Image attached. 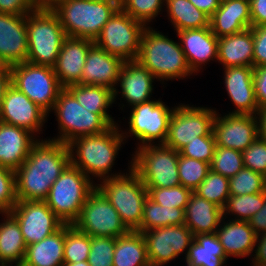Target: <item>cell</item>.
Returning a JSON list of instances; mask_svg holds the SVG:
<instances>
[{
	"mask_svg": "<svg viewBox=\"0 0 266 266\" xmlns=\"http://www.w3.org/2000/svg\"><path fill=\"white\" fill-rule=\"evenodd\" d=\"M40 140L15 171L18 201H45L52 184L71 163L67 144L51 139Z\"/></svg>",
	"mask_w": 266,
	"mask_h": 266,
	"instance_id": "obj_1",
	"label": "cell"
},
{
	"mask_svg": "<svg viewBox=\"0 0 266 266\" xmlns=\"http://www.w3.org/2000/svg\"><path fill=\"white\" fill-rule=\"evenodd\" d=\"M119 129V125L116 124L103 133L73 139L67 144L71 164L89 178L95 176L105 180L122 175L121 172L115 173V175L109 173L112 171L121 145L124 144L123 141L127 138Z\"/></svg>",
	"mask_w": 266,
	"mask_h": 266,
	"instance_id": "obj_2",
	"label": "cell"
},
{
	"mask_svg": "<svg viewBox=\"0 0 266 266\" xmlns=\"http://www.w3.org/2000/svg\"><path fill=\"white\" fill-rule=\"evenodd\" d=\"M158 80L183 79L193 74L179 42L151 27H145L141 36L137 59Z\"/></svg>",
	"mask_w": 266,
	"mask_h": 266,
	"instance_id": "obj_3",
	"label": "cell"
},
{
	"mask_svg": "<svg viewBox=\"0 0 266 266\" xmlns=\"http://www.w3.org/2000/svg\"><path fill=\"white\" fill-rule=\"evenodd\" d=\"M119 8V0H68L52 11L57 15L66 36L95 41Z\"/></svg>",
	"mask_w": 266,
	"mask_h": 266,
	"instance_id": "obj_4",
	"label": "cell"
},
{
	"mask_svg": "<svg viewBox=\"0 0 266 266\" xmlns=\"http://www.w3.org/2000/svg\"><path fill=\"white\" fill-rule=\"evenodd\" d=\"M53 110L60 135L51 140L64 144L77 137L103 133L118 124L109 114H95L86 110L66 88L59 92Z\"/></svg>",
	"mask_w": 266,
	"mask_h": 266,
	"instance_id": "obj_5",
	"label": "cell"
},
{
	"mask_svg": "<svg viewBox=\"0 0 266 266\" xmlns=\"http://www.w3.org/2000/svg\"><path fill=\"white\" fill-rule=\"evenodd\" d=\"M129 173L100 181L96 187L117 210L129 231H136L142 220L148 192L138 173L129 166Z\"/></svg>",
	"mask_w": 266,
	"mask_h": 266,
	"instance_id": "obj_6",
	"label": "cell"
},
{
	"mask_svg": "<svg viewBox=\"0 0 266 266\" xmlns=\"http://www.w3.org/2000/svg\"><path fill=\"white\" fill-rule=\"evenodd\" d=\"M28 56L36 65L53 67L66 34L52 10L35 9L26 15Z\"/></svg>",
	"mask_w": 266,
	"mask_h": 266,
	"instance_id": "obj_7",
	"label": "cell"
},
{
	"mask_svg": "<svg viewBox=\"0 0 266 266\" xmlns=\"http://www.w3.org/2000/svg\"><path fill=\"white\" fill-rule=\"evenodd\" d=\"M94 180L87 177L71 163L52 184L47 206L64 224H73L90 193L96 188Z\"/></svg>",
	"mask_w": 266,
	"mask_h": 266,
	"instance_id": "obj_8",
	"label": "cell"
},
{
	"mask_svg": "<svg viewBox=\"0 0 266 266\" xmlns=\"http://www.w3.org/2000/svg\"><path fill=\"white\" fill-rule=\"evenodd\" d=\"M179 152L164 144L137 147L129 164L145 187L168 188L180 185Z\"/></svg>",
	"mask_w": 266,
	"mask_h": 266,
	"instance_id": "obj_9",
	"label": "cell"
},
{
	"mask_svg": "<svg viewBox=\"0 0 266 266\" xmlns=\"http://www.w3.org/2000/svg\"><path fill=\"white\" fill-rule=\"evenodd\" d=\"M10 70L11 84L48 115L63 89L53 67L26 61L10 66Z\"/></svg>",
	"mask_w": 266,
	"mask_h": 266,
	"instance_id": "obj_10",
	"label": "cell"
},
{
	"mask_svg": "<svg viewBox=\"0 0 266 266\" xmlns=\"http://www.w3.org/2000/svg\"><path fill=\"white\" fill-rule=\"evenodd\" d=\"M145 26L120 8L103 26L94 43L124 61L136 60Z\"/></svg>",
	"mask_w": 266,
	"mask_h": 266,
	"instance_id": "obj_11",
	"label": "cell"
},
{
	"mask_svg": "<svg viewBox=\"0 0 266 266\" xmlns=\"http://www.w3.org/2000/svg\"><path fill=\"white\" fill-rule=\"evenodd\" d=\"M73 225L91 237L117 238L129 231L117 210L97 187L88 196Z\"/></svg>",
	"mask_w": 266,
	"mask_h": 266,
	"instance_id": "obj_12",
	"label": "cell"
},
{
	"mask_svg": "<svg viewBox=\"0 0 266 266\" xmlns=\"http://www.w3.org/2000/svg\"><path fill=\"white\" fill-rule=\"evenodd\" d=\"M216 110L184 104L175 106L164 145L180 151L188 142L198 140L213 131Z\"/></svg>",
	"mask_w": 266,
	"mask_h": 266,
	"instance_id": "obj_13",
	"label": "cell"
},
{
	"mask_svg": "<svg viewBox=\"0 0 266 266\" xmlns=\"http://www.w3.org/2000/svg\"><path fill=\"white\" fill-rule=\"evenodd\" d=\"M173 110L160 99L133 105L128 122L129 131H121L122 135L135 136L141 143L138 147L154 144V140L164 144Z\"/></svg>",
	"mask_w": 266,
	"mask_h": 266,
	"instance_id": "obj_14",
	"label": "cell"
},
{
	"mask_svg": "<svg viewBox=\"0 0 266 266\" xmlns=\"http://www.w3.org/2000/svg\"><path fill=\"white\" fill-rule=\"evenodd\" d=\"M145 238L151 266H164L180 254L187 256L194 235L185 224L158 227L141 232Z\"/></svg>",
	"mask_w": 266,
	"mask_h": 266,
	"instance_id": "obj_15",
	"label": "cell"
},
{
	"mask_svg": "<svg viewBox=\"0 0 266 266\" xmlns=\"http://www.w3.org/2000/svg\"><path fill=\"white\" fill-rule=\"evenodd\" d=\"M10 214L19 223L27 246L40 242L64 225L45 201H18Z\"/></svg>",
	"mask_w": 266,
	"mask_h": 266,
	"instance_id": "obj_16",
	"label": "cell"
},
{
	"mask_svg": "<svg viewBox=\"0 0 266 266\" xmlns=\"http://www.w3.org/2000/svg\"><path fill=\"white\" fill-rule=\"evenodd\" d=\"M47 115L24 93L10 84L4 93L0 121L30 131L32 134L42 131Z\"/></svg>",
	"mask_w": 266,
	"mask_h": 266,
	"instance_id": "obj_17",
	"label": "cell"
},
{
	"mask_svg": "<svg viewBox=\"0 0 266 266\" xmlns=\"http://www.w3.org/2000/svg\"><path fill=\"white\" fill-rule=\"evenodd\" d=\"M213 134L216 146L243 152L258 138L256 117L229 113L220 117L216 112Z\"/></svg>",
	"mask_w": 266,
	"mask_h": 266,
	"instance_id": "obj_18",
	"label": "cell"
},
{
	"mask_svg": "<svg viewBox=\"0 0 266 266\" xmlns=\"http://www.w3.org/2000/svg\"><path fill=\"white\" fill-rule=\"evenodd\" d=\"M124 60L106 52L95 43L88 50L81 84L104 86L114 91V101L120 92L115 88ZM116 84V85H115Z\"/></svg>",
	"mask_w": 266,
	"mask_h": 266,
	"instance_id": "obj_19",
	"label": "cell"
},
{
	"mask_svg": "<svg viewBox=\"0 0 266 266\" xmlns=\"http://www.w3.org/2000/svg\"><path fill=\"white\" fill-rule=\"evenodd\" d=\"M94 40L80 37L66 36L62 43L53 70L59 84L66 88L69 85L81 84L82 70L88 50Z\"/></svg>",
	"mask_w": 266,
	"mask_h": 266,
	"instance_id": "obj_20",
	"label": "cell"
},
{
	"mask_svg": "<svg viewBox=\"0 0 266 266\" xmlns=\"http://www.w3.org/2000/svg\"><path fill=\"white\" fill-rule=\"evenodd\" d=\"M0 56L9 66L27 61L26 15L0 13Z\"/></svg>",
	"mask_w": 266,
	"mask_h": 266,
	"instance_id": "obj_21",
	"label": "cell"
},
{
	"mask_svg": "<svg viewBox=\"0 0 266 266\" xmlns=\"http://www.w3.org/2000/svg\"><path fill=\"white\" fill-rule=\"evenodd\" d=\"M225 69L224 84L237 108L229 114L256 115L259 110L253 84V67L235 66Z\"/></svg>",
	"mask_w": 266,
	"mask_h": 266,
	"instance_id": "obj_22",
	"label": "cell"
},
{
	"mask_svg": "<svg viewBox=\"0 0 266 266\" xmlns=\"http://www.w3.org/2000/svg\"><path fill=\"white\" fill-rule=\"evenodd\" d=\"M177 35L193 73H198L199 69L211 60L218 59V38L212 33L210 26L177 31Z\"/></svg>",
	"mask_w": 266,
	"mask_h": 266,
	"instance_id": "obj_23",
	"label": "cell"
},
{
	"mask_svg": "<svg viewBox=\"0 0 266 266\" xmlns=\"http://www.w3.org/2000/svg\"><path fill=\"white\" fill-rule=\"evenodd\" d=\"M34 136L26 129L0 121V166L16 171L38 141Z\"/></svg>",
	"mask_w": 266,
	"mask_h": 266,
	"instance_id": "obj_24",
	"label": "cell"
},
{
	"mask_svg": "<svg viewBox=\"0 0 266 266\" xmlns=\"http://www.w3.org/2000/svg\"><path fill=\"white\" fill-rule=\"evenodd\" d=\"M252 27L250 0H221L210 17L212 33L221 38Z\"/></svg>",
	"mask_w": 266,
	"mask_h": 266,
	"instance_id": "obj_25",
	"label": "cell"
},
{
	"mask_svg": "<svg viewBox=\"0 0 266 266\" xmlns=\"http://www.w3.org/2000/svg\"><path fill=\"white\" fill-rule=\"evenodd\" d=\"M156 78L138 60L125 61L118 77L121 95L131 107L150 101Z\"/></svg>",
	"mask_w": 266,
	"mask_h": 266,
	"instance_id": "obj_26",
	"label": "cell"
},
{
	"mask_svg": "<svg viewBox=\"0 0 266 266\" xmlns=\"http://www.w3.org/2000/svg\"><path fill=\"white\" fill-rule=\"evenodd\" d=\"M185 225L193 235L216 233L221 221H223V209L215 203L207 201L191 193L188 204L184 209Z\"/></svg>",
	"mask_w": 266,
	"mask_h": 266,
	"instance_id": "obj_27",
	"label": "cell"
},
{
	"mask_svg": "<svg viewBox=\"0 0 266 266\" xmlns=\"http://www.w3.org/2000/svg\"><path fill=\"white\" fill-rule=\"evenodd\" d=\"M222 224L219 225L216 235L227 257H245L255 251L257 235L248 221L232 218Z\"/></svg>",
	"mask_w": 266,
	"mask_h": 266,
	"instance_id": "obj_28",
	"label": "cell"
},
{
	"mask_svg": "<svg viewBox=\"0 0 266 266\" xmlns=\"http://www.w3.org/2000/svg\"><path fill=\"white\" fill-rule=\"evenodd\" d=\"M253 32L251 28L218 38V59L224 68L253 67Z\"/></svg>",
	"mask_w": 266,
	"mask_h": 266,
	"instance_id": "obj_29",
	"label": "cell"
},
{
	"mask_svg": "<svg viewBox=\"0 0 266 266\" xmlns=\"http://www.w3.org/2000/svg\"><path fill=\"white\" fill-rule=\"evenodd\" d=\"M65 224L52 235L26 247L22 266H63Z\"/></svg>",
	"mask_w": 266,
	"mask_h": 266,
	"instance_id": "obj_30",
	"label": "cell"
},
{
	"mask_svg": "<svg viewBox=\"0 0 266 266\" xmlns=\"http://www.w3.org/2000/svg\"><path fill=\"white\" fill-rule=\"evenodd\" d=\"M227 259L216 233L195 235L185 256L186 266H223Z\"/></svg>",
	"mask_w": 266,
	"mask_h": 266,
	"instance_id": "obj_31",
	"label": "cell"
},
{
	"mask_svg": "<svg viewBox=\"0 0 266 266\" xmlns=\"http://www.w3.org/2000/svg\"><path fill=\"white\" fill-rule=\"evenodd\" d=\"M5 219L0 223V264L21 265L26 243L17 220L10 213H2Z\"/></svg>",
	"mask_w": 266,
	"mask_h": 266,
	"instance_id": "obj_32",
	"label": "cell"
},
{
	"mask_svg": "<svg viewBox=\"0 0 266 266\" xmlns=\"http://www.w3.org/2000/svg\"><path fill=\"white\" fill-rule=\"evenodd\" d=\"M112 260L113 266H151L143 234L139 231H128L115 238Z\"/></svg>",
	"mask_w": 266,
	"mask_h": 266,
	"instance_id": "obj_33",
	"label": "cell"
},
{
	"mask_svg": "<svg viewBox=\"0 0 266 266\" xmlns=\"http://www.w3.org/2000/svg\"><path fill=\"white\" fill-rule=\"evenodd\" d=\"M166 12L177 31L201 29L210 26V17L189 0H165Z\"/></svg>",
	"mask_w": 266,
	"mask_h": 266,
	"instance_id": "obj_34",
	"label": "cell"
},
{
	"mask_svg": "<svg viewBox=\"0 0 266 266\" xmlns=\"http://www.w3.org/2000/svg\"><path fill=\"white\" fill-rule=\"evenodd\" d=\"M66 89L91 113L109 114L107 110L114 103V91L104 86L74 84Z\"/></svg>",
	"mask_w": 266,
	"mask_h": 266,
	"instance_id": "obj_35",
	"label": "cell"
},
{
	"mask_svg": "<svg viewBox=\"0 0 266 266\" xmlns=\"http://www.w3.org/2000/svg\"><path fill=\"white\" fill-rule=\"evenodd\" d=\"M185 224L184 209L163 207L149 197L144 202L141 224L136 231L145 232L158 227Z\"/></svg>",
	"mask_w": 266,
	"mask_h": 266,
	"instance_id": "obj_36",
	"label": "cell"
},
{
	"mask_svg": "<svg viewBox=\"0 0 266 266\" xmlns=\"http://www.w3.org/2000/svg\"><path fill=\"white\" fill-rule=\"evenodd\" d=\"M265 192L244 195H230L225 207L223 217L235 215L234 220L249 221L264 205ZM226 216V217H225Z\"/></svg>",
	"mask_w": 266,
	"mask_h": 266,
	"instance_id": "obj_37",
	"label": "cell"
},
{
	"mask_svg": "<svg viewBox=\"0 0 266 266\" xmlns=\"http://www.w3.org/2000/svg\"><path fill=\"white\" fill-rule=\"evenodd\" d=\"M91 236L78 230L73 224H65L64 263L88 261Z\"/></svg>",
	"mask_w": 266,
	"mask_h": 266,
	"instance_id": "obj_38",
	"label": "cell"
},
{
	"mask_svg": "<svg viewBox=\"0 0 266 266\" xmlns=\"http://www.w3.org/2000/svg\"><path fill=\"white\" fill-rule=\"evenodd\" d=\"M193 192L223 209L230 197L229 178L209 170L206 178Z\"/></svg>",
	"mask_w": 266,
	"mask_h": 266,
	"instance_id": "obj_39",
	"label": "cell"
},
{
	"mask_svg": "<svg viewBox=\"0 0 266 266\" xmlns=\"http://www.w3.org/2000/svg\"><path fill=\"white\" fill-rule=\"evenodd\" d=\"M244 167L243 154L241 151L231 148L215 146L210 170L224 177L235 176Z\"/></svg>",
	"mask_w": 266,
	"mask_h": 266,
	"instance_id": "obj_40",
	"label": "cell"
},
{
	"mask_svg": "<svg viewBox=\"0 0 266 266\" xmlns=\"http://www.w3.org/2000/svg\"><path fill=\"white\" fill-rule=\"evenodd\" d=\"M266 191V177L243 167L235 176L229 178L230 195L255 194Z\"/></svg>",
	"mask_w": 266,
	"mask_h": 266,
	"instance_id": "obj_41",
	"label": "cell"
},
{
	"mask_svg": "<svg viewBox=\"0 0 266 266\" xmlns=\"http://www.w3.org/2000/svg\"><path fill=\"white\" fill-rule=\"evenodd\" d=\"M209 170V163L179 154L178 174L180 185L189 188L192 192L203 182Z\"/></svg>",
	"mask_w": 266,
	"mask_h": 266,
	"instance_id": "obj_42",
	"label": "cell"
},
{
	"mask_svg": "<svg viewBox=\"0 0 266 266\" xmlns=\"http://www.w3.org/2000/svg\"><path fill=\"white\" fill-rule=\"evenodd\" d=\"M165 0H119L122 11L142 23L145 27L162 11ZM163 5V6H162Z\"/></svg>",
	"mask_w": 266,
	"mask_h": 266,
	"instance_id": "obj_43",
	"label": "cell"
},
{
	"mask_svg": "<svg viewBox=\"0 0 266 266\" xmlns=\"http://www.w3.org/2000/svg\"><path fill=\"white\" fill-rule=\"evenodd\" d=\"M148 197L163 207L185 209L192 191L182 185L168 188L146 187Z\"/></svg>",
	"mask_w": 266,
	"mask_h": 266,
	"instance_id": "obj_44",
	"label": "cell"
},
{
	"mask_svg": "<svg viewBox=\"0 0 266 266\" xmlns=\"http://www.w3.org/2000/svg\"><path fill=\"white\" fill-rule=\"evenodd\" d=\"M115 238L97 236L91 237V247L88 256L90 266H113Z\"/></svg>",
	"mask_w": 266,
	"mask_h": 266,
	"instance_id": "obj_45",
	"label": "cell"
},
{
	"mask_svg": "<svg viewBox=\"0 0 266 266\" xmlns=\"http://www.w3.org/2000/svg\"><path fill=\"white\" fill-rule=\"evenodd\" d=\"M215 146L216 142L212 131L207 136H198V140L188 142V144L179 151V154L211 164Z\"/></svg>",
	"mask_w": 266,
	"mask_h": 266,
	"instance_id": "obj_46",
	"label": "cell"
},
{
	"mask_svg": "<svg viewBox=\"0 0 266 266\" xmlns=\"http://www.w3.org/2000/svg\"><path fill=\"white\" fill-rule=\"evenodd\" d=\"M17 202L15 171L0 166V214L10 213Z\"/></svg>",
	"mask_w": 266,
	"mask_h": 266,
	"instance_id": "obj_47",
	"label": "cell"
},
{
	"mask_svg": "<svg viewBox=\"0 0 266 266\" xmlns=\"http://www.w3.org/2000/svg\"><path fill=\"white\" fill-rule=\"evenodd\" d=\"M242 154L244 167L266 177V141L258 137Z\"/></svg>",
	"mask_w": 266,
	"mask_h": 266,
	"instance_id": "obj_48",
	"label": "cell"
},
{
	"mask_svg": "<svg viewBox=\"0 0 266 266\" xmlns=\"http://www.w3.org/2000/svg\"><path fill=\"white\" fill-rule=\"evenodd\" d=\"M253 32V67L266 65V25L251 27Z\"/></svg>",
	"mask_w": 266,
	"mask_h": 266,
	"instance_id": "obj_49",
	"label": "cell"
},
{
	"mask_svg": "<svg viewBox=\"0 0 266 266\" xmlns=\"http://www.w3.org/2000/svg\"><path fill=\"white\" fill-rule=\"evenodd\" d=\"M35 9L32 0H0V13L27 15Z\"/></svg>",
	"mask_w": 266,
	"mask_h": 266,
	"instance_id": "obj_50",
	"label": "cell"
},
{
	"mask_svg": "<svg viewBox=\"0 0 266 266\" xmlns=\"http://www.w3.org/2000/svg\"><path fill=\"white\" fill-rule=\"evenodd\" d=\"M253 84L259 108L266 106V65L253 67Z\"/></svg>",
	"mask_w": 266,
	"mask_h": 266,
	"instance_id": "obj_51",
	"label": "cell"
},
{
	"mask_svg": "<svg viewBox=\"0 0 266 266\" xmlns=\"http://www.w3.org/2000/svg\"><path fill=\"white\" fill-rule=\"evenodd\" d=\"M252 27L266 25V0H250Z\"/></svg>",
	"mask_w": 266,
	"mask_h": 266,
	"instance_id": "obj_52",
	"label": "cell"
},
{
	"mask_svg": "<svg viewBox=\"0 0 266 266\" xmlns=\"http://www.w3.org/2000/svg\"><path fill=\"white\" fill-rule=\"evenodd\" d=\"M248 223L257 236L266 232V191L263 207L249 219Z\"/></svg>",
	"mask_w": 266,
	"mask_h": 266,
	"instance_id": "obj_53",
	"label": "cell"
},
{
	"mask_svg": "<svg viewBox=\"0 0 266 266\" xmlns=\"http://www.w3.org/2000/svg\"><path fill=\"white\" fill-rule=\"evenodd\" d=\"M253 265H266V232L257 236Z\"/></svg>",
	"mask_w": 266,
	"mask_h": 266,
	"instance_id": "obj_54",
	"label": "cell"
},
{
	"mask_svg": "<svg viewBox=\"0 0 266 266\" xmlns=\"http://www.w3.org/2000/svg\"><path fill=\"white\" fill-rule=\"evenodd\" d=\"M199 10L211 17L213 13L219 8L221 0H189Z\"/></svg>",
	"mask_w": 266,
	"mask_h": 266,
	"instance_id": "obj_55",
	"label": "cell"
},
{
	"mask_svg": "<svg viewBox=\"0 0 266 266\" xmlns=\"http://www.w3.org/2000/svg\"><path fill=\"white\" fill-rule=\"evenodd\" d=\"M256 115L255 117L257 120L258 137L266 141V106L259 108Z\"/></svg>",
	"mask_w": 266,
	"mask_h": 266,
	"instance_id": "obj_56",
	"label": "cell"
},
{
	"mask_svg": "<svg viewBox=\"0 0 266 266\" xmlns=\"http://www.w3.org/2000/svg\"><path fill=\"white\" fill-rule=\"evenodd\" d=\"M36 9L41 10H53L58 5L68 1V0H32Z\"/></svg>",
	"mask_w": 266,
	"mask_h": 266,
	"instance_id": "obj_57",
	"label": "cell"
},
{
	"mask_svg": "<svg viewBox=\"0 0 266 266\" xmlns=\"http://www.w3.org/2000/svg\"><path fill=\"white\" fill-rule=\"evenodd\" d=\"M11 84V72H0V109L6 88Z\"/></svg>",
	"mask_w": 266,
	"mask_h": 266,
	"instance_id": "obj_58",
	"label": "cell"
},
{
	"mask_svg": "<svg viewBox=\"0 0 266 266\" xmlns=\"http://www.w3.org/2000/svg\"><path fill=\"white\" fill-rule=\"evenodd\" d=\"M0 72H11L8 63L0 56Z\"/></svg>",
	"mask_w": 266,
	"mask_h": 266,
	"instance_id": "obj_59",
	"label": "cell"
},
{
	"mask_svg": "<svg viewBox=\"0 0 266 266\" xmlns=\"http://www.w3.org/2000/svg\"><path fill=\"white\" fill-rule=\"evenodd\" d=\"M63 266H90L88 261H80L77 263H64Z\"/></svg>",
	"mask_w": 266,
	"mask_h": 266,
	"instance_id": "obj_60",
	"label": "cell"
},
{
	"mask_svg": "<svg viewBox=\"0 0 266 266\" xmlns=\"http://www.w3.org/2000/svg\"><path fill=\"white\" fill-rule=\"evenodd\" d=\"M0 266H10V264H0ZM13 266V265H11ZM15 266H22V265H15Z\"/></svg>",
	"mask_w": 266,
	"mask_h": 266,
	"instance_id": "obj_61",
	"label": "cell"
}]
</instances>
